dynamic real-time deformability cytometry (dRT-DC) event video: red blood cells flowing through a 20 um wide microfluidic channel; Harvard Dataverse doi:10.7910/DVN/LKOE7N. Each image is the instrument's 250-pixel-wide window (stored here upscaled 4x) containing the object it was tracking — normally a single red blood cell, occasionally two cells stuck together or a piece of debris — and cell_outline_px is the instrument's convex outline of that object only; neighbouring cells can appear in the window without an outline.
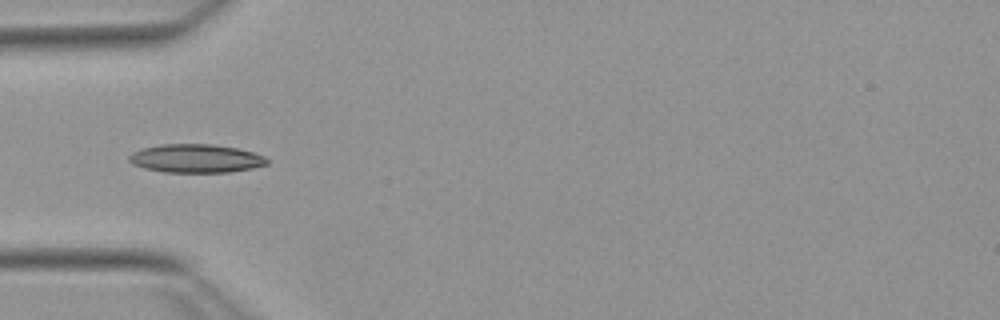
{"species": "Egyptian fruit bat (a non-hibernating species)", "species_latin": "Rousettus aegyptiacus", "temperature_condition": "warm", "stored_images_in_passage": 21, "camera_frame_rate_fps": 3000, "um_per_image_px": 0.085, "animal": {"sex": "female"}, "frame": {"image": 1, "passage_image": 4, "time_ms": 1.0, "image_size_px": [1000, 320], "cell_outline_px": [[268, 164], [252, 168], [228, 172], [164, 172], [144, 168], [132, 164], [128, 160], [128, 156], [132, 152], [144, 148], [160, 144], [212, 144], [236, 148], [252, 152], [264, 156], [268, 160]], "centroid_in_image_um": [16.63, 13.47], "position_along_channel_um": 68.4, "area_um2": 22.83}}